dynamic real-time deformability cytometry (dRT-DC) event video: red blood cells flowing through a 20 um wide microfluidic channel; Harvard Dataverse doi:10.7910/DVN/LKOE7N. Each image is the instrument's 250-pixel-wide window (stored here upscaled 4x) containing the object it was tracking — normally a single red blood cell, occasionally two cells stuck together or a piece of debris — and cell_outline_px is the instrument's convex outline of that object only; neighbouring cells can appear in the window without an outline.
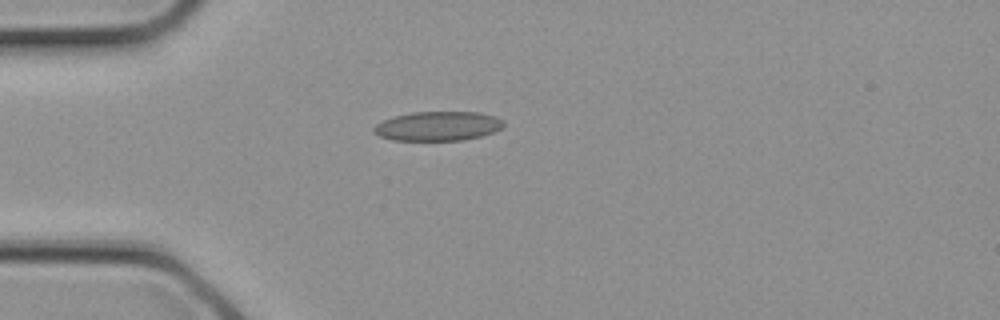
{"species": "common noctule bat (a hibernating species)", "species_latin": "Nyctalus noctula", "temperature_condition": "cold", "stored_images_in_passage": 2, "camera_frame_rate_fps": 3000, "um_per_image_px": 0.085, "animal": {"sex": "female", "body_mass_g": 21.9}, "frame": {"image": 1, "passage_image": 2, "time_ms": 0.333, "image_size_px": [1000, 320], "cell_outline_px": [[504, 124], [500, 128], [492, 132], [480, 136], [464, 140], [392, 140], [380, 136], [372, 132], [372, 128], [376, 124], [384, 120], [396, 116], [412, 112], [480, 112], [496, 116], [504, 120]], "centroid_in_image_um": [37.22, 10.71], "position_along_channel_um": 47.8, "area_um2": 22.14}}